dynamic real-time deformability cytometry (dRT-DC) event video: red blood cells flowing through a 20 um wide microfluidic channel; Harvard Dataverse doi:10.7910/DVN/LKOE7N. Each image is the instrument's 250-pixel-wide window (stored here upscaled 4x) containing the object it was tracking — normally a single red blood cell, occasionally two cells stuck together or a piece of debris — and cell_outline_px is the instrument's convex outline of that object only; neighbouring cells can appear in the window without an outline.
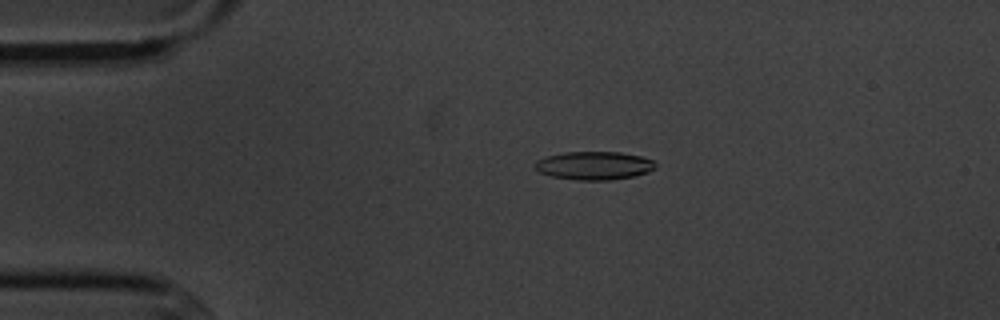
{"species": "common noctule bat (a hibernating species)", "species_latin": "Nyctalus noctula", "temperature_condition": "cold", "stored_images_in_passage": 4, "camera_frame_rate_fps": 3000, "um_per_image_px": 0.085, "animal": {"sex": "male", "body_mass_g": 20.1, "forearm_length_mm": 53.5}, "frame": {"image": 1, "passage_image": 3, "time_ms": 2.333, "image_size_px": [1000, 320], "cell_outline_px": [[656, 168], [648, 172], [632, 176], [608, 180], [576, 180], [552, 176], [540, 172], [536, 168], [536, 160], [544, 156], [564, 152], [620, 152], [640, 156], [656, 160]], "centroid_in_image_um": [50.52, 14.06], "position_along_channel_um": 34.5, "area_um2": 19.88}}